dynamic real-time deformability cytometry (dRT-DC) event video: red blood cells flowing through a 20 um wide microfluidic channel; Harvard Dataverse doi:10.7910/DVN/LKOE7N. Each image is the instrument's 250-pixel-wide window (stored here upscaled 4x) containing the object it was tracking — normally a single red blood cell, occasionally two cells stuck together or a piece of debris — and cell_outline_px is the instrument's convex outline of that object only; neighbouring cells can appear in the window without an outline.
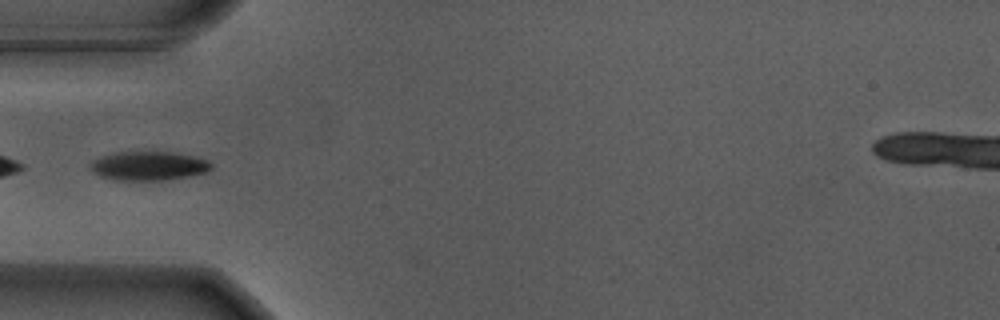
{"species": "Egyptian fruit bat (a non-hibernating species)", "species_latin": "Rousettus aegyptiacus", "temperature_condition": "warm", "stored_images_in_passage": 39, "camera_frame_rate_fps": 3000, "um_per_image_px": 0.085, "animal": {"sex": "male"}, "frame": {"image": 1, "passage_image": 1, "time_ms": 0.0, "image_size_px": [1000, 320], "cell_outline_px": [[212, 168], [204, 172], [188, 176], [164, 180], [112, 180], [100, 176], [92, 172], [92, 164], [96, 160], [104, 156], [120, 152], [168, 152], [192, 156], [208, 160], [212, 164]], "centroid_in_image_um": [12.65, 14.11], "position_along_channel_um": 72.3, "area_um2": 19.94}}
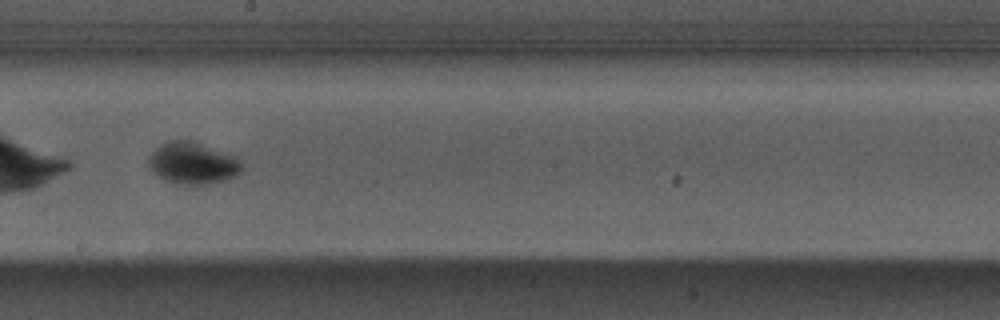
{"frame": {"image": 2, "passage_image": 14, "time_ms": 4.333, "image_size_px": [1000, 320], "cell_outline_px": [[240, 172], [236, 176], [224, 180], [208, 184], [176, 184], [164, 180], [148, 164], [148, 156], [160, 144], [172, 140], [196, 140], [232, 156], [240, 164]], "centroid_in_image_um": [16.34, 13.85], "position_along_channel_um": 231.9, "area_um2": 22.37}}
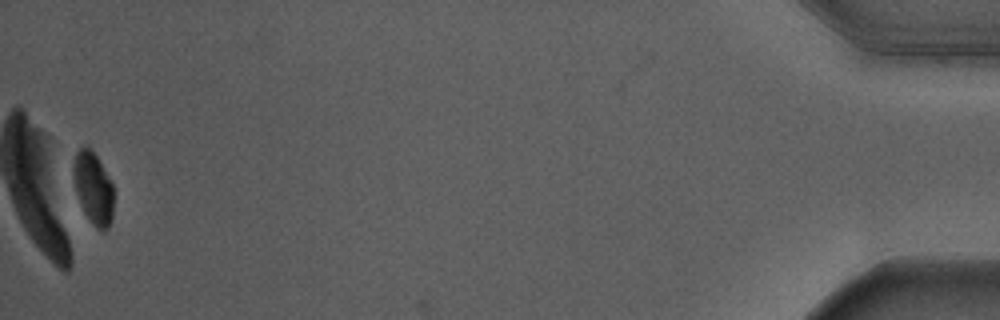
{"frame": {"image": 3, "passage_image": 38, "time_ms": 12.333, "image_size_px": [1000, 320], "cell_outline_px": [[112, 216], [108, 228], [96, 228], [92, 224], [84, 212], [80, 204], [76, 192], [72, 176], [72, 164], [76, 152], [80, 148], [88, 148], [96, 156], [112, 184]], "centroid_in_image_um": [7.88, 15.99], "position_along_channel_um": 427.3, "area_um2": 16.47}}